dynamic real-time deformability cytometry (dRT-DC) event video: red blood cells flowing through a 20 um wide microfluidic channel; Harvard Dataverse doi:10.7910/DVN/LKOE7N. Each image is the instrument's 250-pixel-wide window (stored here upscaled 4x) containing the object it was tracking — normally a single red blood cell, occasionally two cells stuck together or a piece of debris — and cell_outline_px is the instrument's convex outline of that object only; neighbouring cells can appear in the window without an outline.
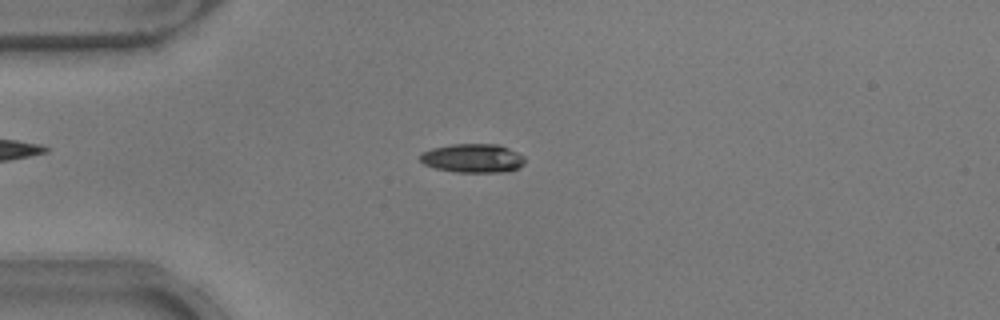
{"species": "common noctule bat (a hibernating species)", "species_latin": "Nyctalus noctula", "temperature_condition": "warm", "stored_images_in_passage": 50, "camera_frame_rate_fps": 3000, "um_per_image_px": 0.085, "animal": {"sex": "male", "body_mass_g": 17.9}, "frame": {"image": 1, "passage_image": 13, "time_ms": 4.0, "image_size_px": [1000, 320], "cell_outline_px": [[524, 164], [508, 172], [456, 172], [436, 168], [424, 164], [420, 160], [420, 152], [432, 148], [452, 144], [500, 144], [524, 156]], "centroid_in_image_um": [40.18, 13.44], "position_along_channel_um": 44.8, "area_um2": 17.63}}
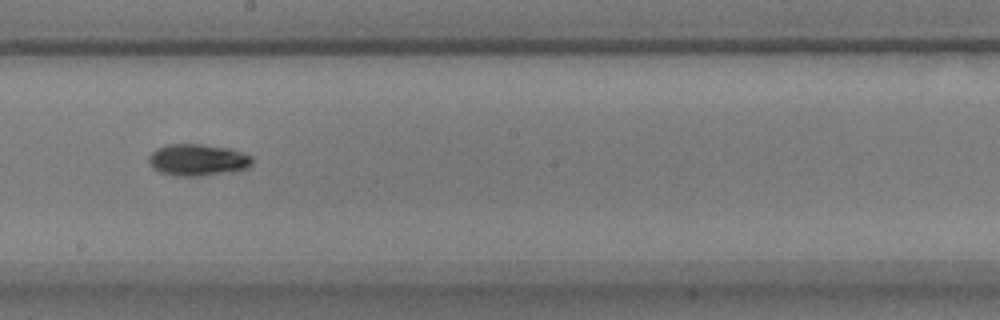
{"frame": {"image": 2, "passage_image": 29, "time_ms": 9.333, "image_size_px": [1000, 320], "cell_outline_px": [[252, 164], [248, 168], [200, 176], [180, 176], [160, 172], [152, 168], [148, 160], [148, 156], [156, 148], [168, 144], [200, 144], [228, 148], [252, 156]], "centroid_in_image_um": [16.76, 13.58], "position_along_channel_um": 231.4, "area_um2": 18.96}}
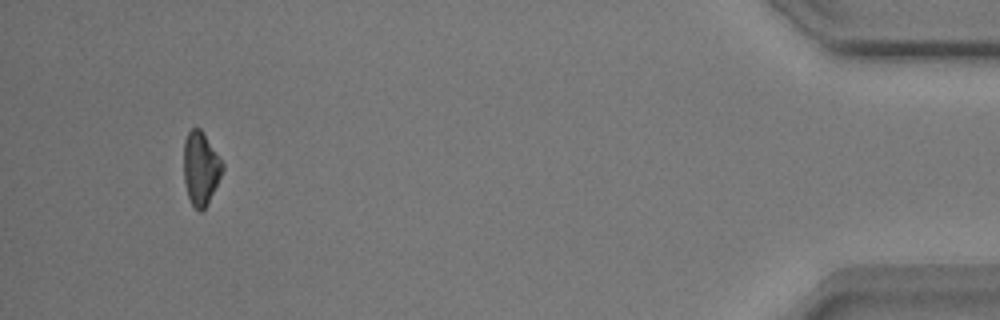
{"frame": {"image": 3, "passage_image": 49, "time_ms": 16.0, "image_size_px": [1000, 320], "cell_outline_px": [[224, 168], [208, 204], [200, 212], [192, 204], [188, 196], [184, 180], [184, 140], [188, 132], [192, 128], [200, 128], [220, 156], [224, 164]], "centroid_in_image_um": [17.07, 14.29], "position_along_channel_um": 418.1, "area_um2": 16.53}}